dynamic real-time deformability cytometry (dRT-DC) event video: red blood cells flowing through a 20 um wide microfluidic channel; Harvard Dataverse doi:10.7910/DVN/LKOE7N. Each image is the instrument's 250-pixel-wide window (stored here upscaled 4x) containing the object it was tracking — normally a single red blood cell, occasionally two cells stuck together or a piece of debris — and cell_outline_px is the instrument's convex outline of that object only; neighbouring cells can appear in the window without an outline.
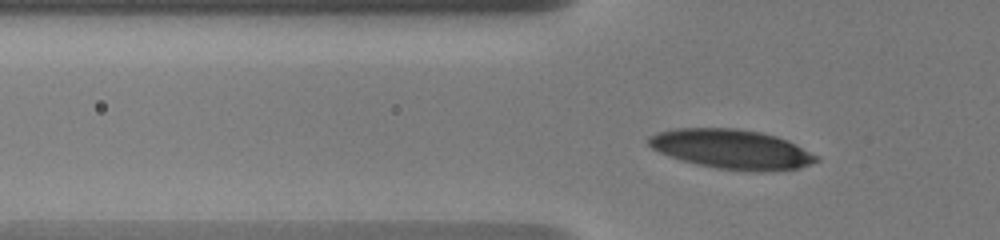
{"species": "human", "species_latin": "Homo sapiens", "temperature_condition": "warm", "stored_images_in_passage": 57, "camera_frame_rate_fps": 3000, "um_per_image_px": 0.085, "donor": {"sex": "male"}, "frame": {"image": 1, "passage_image": 17, "time_ms": 3.667, "image_size_px": [1000, 240], "cell_outline_px": [[820, 160], [812, 164], [800, 168], [760, 172], [756, 172], [716, 168], [696, 164], [660, 152], [652, 148], [648, 144], [648, 136], [656, 132], [676, 128], [736, 128], [760, 132], [776, 136], [788, 140], [820, 156]], "centroid_in_image_um": [62.24, 12.68], "position_along_channel_um": 63.6, "area_um2": 38.73}}
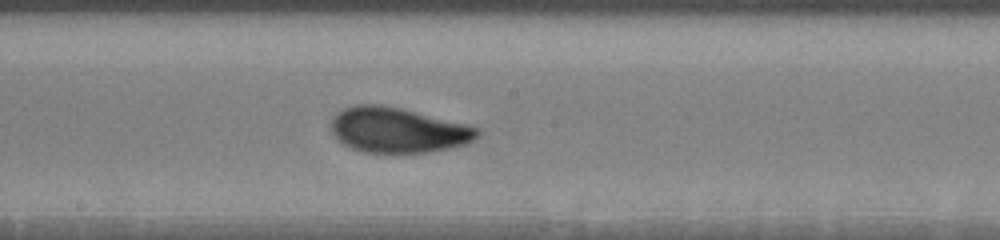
{"frame": {"image": 2, "passage_image": 36, "time_ms": 8.0, "image_size_px": [1000, 240], "cell_outline_px": [[480, 132], [468, 144], [452, 148], [424, 152], [364, 152], [352, 148], [336, 140], [332, 136], [328, 128], [332, 116], [336, 112], [344, 108], [356, 104], [384, 104], [468, 124], [480, 128]], "centroid_in_image_um": [33.76, 11.04], "position_along_channel_um": 214.4, "area_um2": 39.02}}
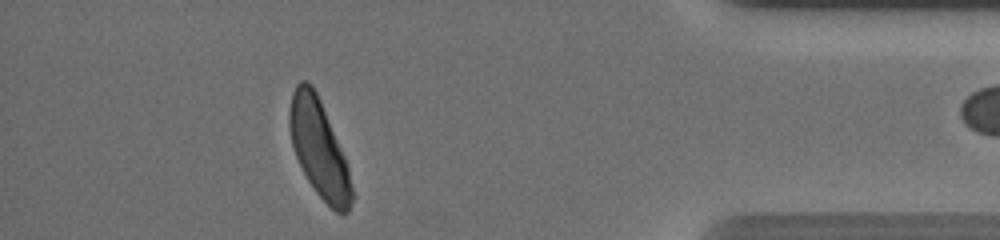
{"frame": {"image": 3, "passage_image": 56, "time_ms": 14.333, "image_size_px": [1000, 240], "cell_outline_px": [[352, 200], [348, 212], [336, 212], [316, 192], [308, 180], [296, 156], [292, 144], [288, 124], [288, 112], [292, 92], [296, 84], [300, 80], [308, 80], [312, 84], [320, 100], [344, 156], [348, 168], [352, 188]], "centroid_in_image_um": [27.08, 12.57], "position_along_channel_um": 408.1, "area_um2": 34.85}}